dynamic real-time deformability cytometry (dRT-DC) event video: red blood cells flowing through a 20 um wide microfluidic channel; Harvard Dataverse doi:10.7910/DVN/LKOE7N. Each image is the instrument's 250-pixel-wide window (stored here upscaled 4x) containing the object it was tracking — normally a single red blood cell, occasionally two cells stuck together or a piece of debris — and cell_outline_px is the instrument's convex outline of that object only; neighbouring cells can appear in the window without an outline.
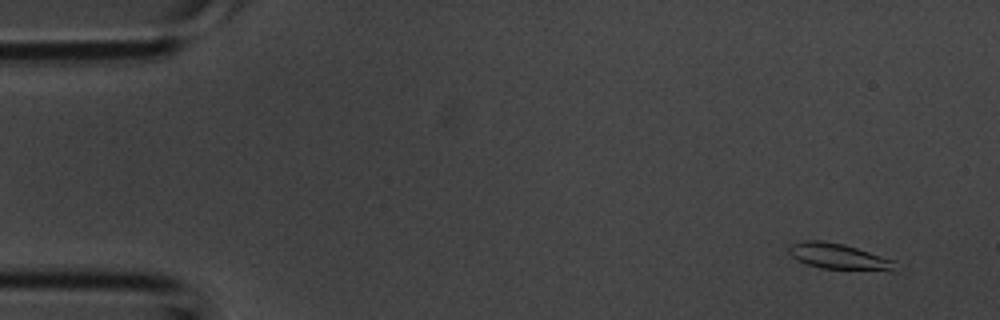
{"species": "common noctule bat (a hibernating species)", "species_latin": "Nyctalus noctula", "temperature_condition": "room temperature", "stored_images_in_passage": 4, "camera_frame_rate_fps": 3000, "um_per_image_px": 0.085, "animal": {"sex": "male", "body_mass_g": 20.1, "forearm_length_mm": 53.5}, "frame": {"image": 1, "passage_image": 1, "time_ms": 0.0, "image_size_px": [1000, 320], "cell_outline_px": [[904, 268], [900, 272], [892, 272], [820, 268], [796, 260], [788, 252], [788, 244], [804, 240], [820, 240], [844, 244], [896, 260]], "centroid_in_image_um": [71.46, 21.84], "position_along_channel_um": 13.5, "area_um2": 16.94}}